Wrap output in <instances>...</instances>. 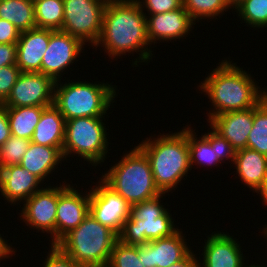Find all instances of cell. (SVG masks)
Listing matches in <instances>:
<instances>
[{"label": "cell", "instance_id": "1", "mask_svg": "<svg viewBox=\"0 0 267 267\" xmlns=\"http://www.w3.org/2000/svg\"><path fill=\"white\" fill-rule=\"evenodd\" d=\"M146 13L136 0H115L106 3L103 13L102 30L94 47H104L111 59L126 53L139 52V62H147L153 56L147 36ZM120 56V57H118ZM138 60V61H137Z\"/></svg>", "mask_w": 267, "mask_h": 267}, {"label": "cell", "instance_id": "2", "mask_svg": "<svg viewBox=\"0 0 267 267\" xmlns=\"http://www.w3.org/2000/svg\"><path fill=\"white\" fill-rule=\"evenodd\" d=\"M218 65L199 85L214 106L207 113L208 121L220 114L255 107L267 96V88L258 87L253 77L236 63L225 59Z\"/></svg>", "mask_w": 267, "mask_h": 267}, {"label": "cell", "instance_id": "3", "mask_svg": "<svg viewBox=\"0 0 267 267\" xmlns=\"http://www.w3.org/2000/svg\"><path fill=\"white\" fill-rule=\"evenodd\" d=\"M144 141V142H143ZM141 141L138 147L147 156L154 183L161 193H169L191 170L188 127Z\"/></svg>", "mask_w": 267, "mask_h": 267}, {"label": "cell", "instance_id": "4", "mask_svg": "<svg viewBox=\"0 0 267 267\" xmlns=\"http://www.w3.org/2000/svg\"><path fill=\"white\" fill-rule=\"evenodd\" d=\"M100 178L131 206L161 194L154 183L150 162L135 145Z\"/></svg>", "mask_w": 267, "mask_h": 267}, {"label": "cell", "instance_id": "5", "mask_svg": "<svg viewBox=\"0 0 267 267\" xmlns=\"http://www.w3.org/2000/svg\"><path fill=\"white\" fill-rule=\"evenodd\" d=\"M67 82L55 83L53 102L65 121L81 117H105L117 95L114 85L107 82Z\"/></svg>", "mask_w": 267, "mask_h": 267}, {"label": "cell", "instance_id": "6", "mask_svg": "<svg viewBox=\"0 0 267 267\" xmlns=\"http://www.w3.org/2000/svg\"><path fill=\"white\" fill-rule=\"evenodd\" d=\"M118 235L90 213L57 244L82 267H107Z\"/></svg>", "mask_w": 267, "mask_h": 267}, {"label": "cell", "instance_id": "7", "mask_svg": "<svg viewBox=\"0 0 267 267\" xmlns=\"http://www.w3.org/2000/svg\"><path fill=\"white\" fill-rule=\"evenodd\" d=\"M165 194L132 205L118 240L128 245H142L176 233L179 229L175 228L173 217L161 203Z\"/></svg>", "mask_w": 267, "mask_h": 267}, {"label": "cell", "instance_id": "8", "mask_svg": "<svg viewBox=\"0 0 267 267\" xmlns=\"http://www.w3.org/2000/svg\"><path fill=\"white\" fill-rule=\"evenodd\" d=\"M104 117H81L66 120L63 158L78 154L92 166L105 161L108 150L107 128Z\"/></svg>", "mask_w": 267, "mask_h": 267}, {"label": "cell", "instance_id": "9", "mask_svg": "<svg viewBox=\"0 0 267 267\" xmlns=\"http://www.w3.org/2000/svg\"><path fill=\"white\" fill-rule=\"evenodd\" d=\"M64 18L61 31L78 38L84 45L89 42L92 47L98 41L104 8L103 0H63ZM86 42V43H85Z\"/></svg>", "mask_w": 267, "mask_h": 267}, {"label": "cell", "instance_id": "10", "mask_svg": "<svg viewBox=\"0 0 267 267\" xmlns=\"http://www.w3.org/2000/svg\"><path fill=\"white\" fill-rule=\"evenodd\" d=\"M55 83L40 72H22L2 105L7 108L53 105Z\"/></svg>", "mask_w": 267, "mask_h": 267}, {"label": "cell", "instance_id": "11", "mask_svg": "<svg viewBox=\"0 0 267 267\" xmlns=\"http://www.w3.org/2000/svg\"><path fill=\"white\" fill-rule=\"evenodd\" d=\"M130 212L131 205L102 180L98 181L97 186L91 187L89 213L117 235L121 233Z\"/></svg>", "mask_w": 267, "mask_h": 267}, {"label": "cell", "instance_id": "12", "mask_svg": "<svg viewBox=\"0 0 267 267\" xmlns=\"http://www.w3.org/2000/svg\"><path fill=\"white\" fill-rule=\"evenodd\" d=\"M84 44L76 37L50 29V39L47 50L42 58L41 73L52 78L55 82L61 81V74L67 67L73 65L79 58Z\"/></svg>", "mask_w": 267, "mask_h": 267}, {"label": "cell", "instance_id": "13", "mask_svg": "<svg viewBox=\"0 0 267 267\" xmlns=\"http://www.w3.org/2000/svg\"><path fill=\"white\" fill-rule=\"evenodd\" d=\"M68 184V185H67ZM58 187V204L55 223V244L72 229L77 228L89 214L90 191L84 195L69 183Z\"/></svg>", "mask_w": 267, "mask_h": 267}, {"label": "cell", "instance_id": "14", "mask_svg": "<svg viewBox=\"0 0 267 267\" xmlns=\"http://www.w3.org/2000/svg\"><path fill=\"white\" fill-rule=\"evenodd\" d=\"M58 204V185L42 188L29 197L22 208L21 219L31 229L42 230L51 236V243L55 244V223Z\"/></svg>", "mask_w": 267, "mask_h": 267}, {"label": "cell", "instance_id": "15", "mask_svg": "<svg viewBox=\"0 0 267 267\" xmlns=\"http://www.w3.org/2000/svg\"><path fill=\"white\" fill-rule=\"evenodd\" d=\"M185 240L182 231L178 230L172 236L139 245V259L144 267H169L192 251Z\"/></svg>", "mask_w": 267, "mask_h": 267}, {"label": "cell", "instance_id": "16", "mask_svg": "<svg viewBox=\"0 0 267 267\" xmlns=\"http://www.w3.org/2000/svg\"><path fill=\"white\" fill-rule=\"evenodd\" d=\"M149 15H146V20L150 44L186 38L193 29V24H196L184 7L171 12Z\"/></svg>", "mask_w": 267, "mask_h": 267}, {"label": "cell", "instance_id": "17", "mask_svg": "<svg viewBox=\"0 0 267 267\" xmlns=\"http://www.w3.org/2000/svg\"><path fill=\"white\" fill-rule=\"evenodd\" d=\"M210 236V237H209ZM207 237L199 267H245L244 254L236 240L225 232H213Z\"/></svg>", "mask_w": 267, "mask_h": 267}, {"label": "cell", "instance_id": "18", "mask_svg": "<svg viewBox=\"0 0 267 267\" xmlns=\"http://www.w3.org/2000/svg\"><path fill=\"white\" fill-rule=\"evenodd\" d=\"M43 183L37 176L23 168L20 164L0 168V192L4 199L16 205L23 203L34 193L41 190ZM39 185V186H38ZM39 187V188H38Z\"/></svg>", "mask_w": 267, "mask_h": 267}, {"label": "cell", "instance_id": "19", "mask_svg": "<svg viewBox=\"0 0 267 267\" xmlns=\"http://www.w3.org/2000/svg\"><path fill=\"white\" fill-rule=\"evenodd\" d=\"M208 123L236 151L247 148L248 135L253 128V107L214 116Z\"/></svg>", "mask_w": 267, "mask_h": 267}, {"label": "cell", "instance_id": "20", "mask_svg": "<svg viewBox=\"0 0 267 267\" xmlns=\"http://www.w3.org/2000/svg\"><path fill=\"white\" fill-rule=\"evenodd\" d=\"M50 29L33 28L23 31L16 43V65L21 72H40L42 58L47 50Z\"/></svg>", "mask_w": 267, "mask_h": 267}, {"label": "cell", "instance_id": "21", "mask_svg": "<svg viewBox=\"0 0 267 267\" xmlns=\"http://www.w3.org/2000/svg\"><path fill=\"white\" fill-rule=\"evenodd\" d=\"M233 164L236 174L250 189L257 192L267 177V156L255 150L244 148L235 152Z\"/></svg>", "mask_w": 267, "mask_h": 267}, {"label": "cell", "instance_id": "22", "mask_svg": "<svg viewBox=\"0 0 267 267\" xmlns=\"http://www.w3.org/2000/svg\"><path fill=\"white\" fill-rule=\"evenodd\" d=\"M65 119L54 106L46 107L33 132L31 142L48 147H56L61 152L65 140Z\"/></svg>", "mask_w": 267, "mask_h": 267}, {"label": "cell", "instance_id": "23", "mask_svg": "<svg viewBox=\"0 0 267 267\" xmlns=\"http://www.w3.org/2000/svg\"><path fill=\"white\" fill-rule=\"evenodd\" d=\"M62 160L63 155L58 148L31 142L20 165L44 182Z\"/></svg>", "mask_w": 267, "mask_h": 267}, {"label": "cell", "instance_id": "24", "mask_svg": "<svg viewBox=\"0 0 267 267\" xmlns=\"http://www.w3.org/2000/svg\"><path fill=\"white\" fill-rule=\"evenodd\" d=\"M0 19H5L20 32L36 28L35 7L30 0H1Z\"/></svg>", "mask_w": 267, "mask_h": 267}, {"label": "cell", "instance_id": "25", "mask_svg": "<svg viewBox=\"0 0 267 267\" xmlns=\"http://www.w3.org/2000/svg\"><path fill=\"white\" fill-rule=\"evenodd\" d=\"M42 106H24L7 108L11 134L19 138L31 140L36 125L39 123Z\"/></svg>", "mask_w": 267, "mask_h": 267}, {"label": "cell", "instance_id": "26", "mask_svg": "<svg viewBox=\"0 0 267 267\" xmlns=\"http://www.w3.org/2000/svg\"><path fill=\"white\" fill-rule=\"evenodd\" d=\"M37 28L61 30L64 18L63 0H38L34 3Z\"/></svg>", "mask_w": 267, "mask_h": 267}, {"label": "cell", "instance_id": "27", "mask_svg": "<svg viewBox=\"0 0 267 267\" xmlns=\"http://www.w3.org/2000/svg\"><path fill=\"white\" fill-rule=\"evenodd\" d=\"M247 148L267 156V96L253 107V128L248 135Z\"/></svg>", "mask_w": 267, "mask_h": 267}, {"label": "cell", "instance_id": "28", "mask_svg": "<svg viewBox=\"0 0 267 267\" xmlns=\"http://www.w3.org/2000/svg\"><path fill=\"white\" fill-rule=\"evenodd\" d=\"M194 131V132H193ZM195 130L188 126V140H189V153H190V165L191 168L195 165L206 166H218L222 162L217 157L214 150H212L209 140L202 135V137H196ZM218 164V165H217Z\"/></svg>", "mask_w": 267, "mask_h": 267}, {"label": "cell", "instance_id": "29", "mask_svg": "<svg viewBox=\"0 0 267 267\" xmlns=\"http://www.w3.org/2000/svg\"><path fill=\"white\" fill-rule=\"evenodd\" d=\"M183 7L195 22L199 19H217L216 16L220 17V13L229 9L225 0H183Z\"/></svg>", "mask_w": 267, "mask_h": 267}, {"label": "cell", "instance_id": "30", "mask_svg": "<svg viewBox=\"0 0 267 267\" xmlns=\"http://www.w3.org/2000/svg\"><path fill=\"white\" fill-rule=\"evenodd\" d=\"M234 10L250 27H267V0H244Z\"/></svg>", "mask_w": 267, "mask_h": 267}, {"label": "cell", "instance_id": "31", "mask_svg": "<svg viewBox=\"0 0 267 267\" xmlns=\"http://www.w3.org/2000/svg\"><path fill=\"white\" fill-rule=\"evenodd\" d=\"M107 267H144L139 259V245H128L117 240Z\"/></svg>", "mask_w": 267, "mask_h": 267}, {"label": "cell", "instance_id": "32", "mask_svg": "<svg viewBox=\"0 0 267 267\" xmlns=\"http://www.w3.org/2000/svg\"><path fill=\"white\" fill-rule=\"evenodd\" d=\"M30 144L31 140L11 135L0 147V168L20 164Z\"/></svg>", "mask_w": 267, "mask_h": 267}, {"label": "cell", "instance_id": "33", "mask_svg": "<svg viewBox=\"0 0 267 267\" xmlns=\"http://www.w3.org/2000/svg\"><path fill=\"white\" fill-rule=\"evenodd\" d=\"M210 129L212 130L204 134V136L211 143L212 150L215 151L217 157L220 159L221 162H223L224 159H231L233 163L236 150L224 137L219 135L211 126Z\"/></svg>", "mask_w": 267, "mask_h": 267}, {"label": "cell", "instance_id": "34", "mask_svg": "<svg viewBox=\"0 0 267 267\" xmlns=\"http://www.w3.org/2000/svg\"><path fill=\"white\" fill-rule=\"evenodd\" d=\"M21 73L17 65H8L0 68V104L7 99Z\"/></svg>", "mask_w": 267, "mask_h": 267}, {"label": "cell", "instance_id": "35", "mask_svg": "<svg viewBox=\"0 0 267 267\" xmlns=\"http://www.w3.org/2000/svg\"><path fill=\"white\" fill-rule=\"evenodd\" d=\"M144 12L147 9L148 14H159L175 11L183 7V0H136Z\"/></svg>", "mask_w": 267, "mask_h": 267}, {"label": "cell", "instance_id": "36", "mask_svg": "<svg viewBox=\"0 0 267 267\" xmlns=\"http://www.w3.org/2000/svg\"><path fill=\"white\" fill-rule=\"evenodd\" d=\"M43 267H82L78 265L58 244H51Z\"/></svg>", "mask_w": 267, "mask_h": 267}, {"label": "cell", "instance_id": "37", "mask_svg": "<svg viewBox=\"0 0 267 267\" xmlns=\"http://www.w3.org/2000/svg\"><path fill=\"white\" fill-rule=\"evenodd\" d=\"M20 34V30L14 24L5 19H0V43L16 44Z\"/></svg>", "mask_w": 267, "mask_h": 267}, {"label": "cell", "instance_id": "38", "mask_svg": "<svg viewBox=\"0 0 267 267\" xmlns=\"http://www.w3.org/2000/svg\"><path fill=\"white\" fill-rule=\"evenodd\" d=\"M16 44L0 43V68L8 65H16Z\"/></svg>", "mask_w": 267, "mask_h": 267}, {"label": "cell", "instance_id": "39", "mask_svg": "<svg viewBox=\"0 0 267 267\" xmlns=\"http://www.w3.org/2000/svg\"><path fill=\"white\" fill-rule=\"evenodd\" d=\"M7 107L0 104V147L11 137Z\"/></svg>", "mask_w": 267, "mask_h": 267}, {"label": "cell", "instance_id": "40", "mask_svg": "<svg viewBox=\"0 0 267 267\" xmlns=\"http://www.w3.org/2000/svg\"><path fill=\"white\" fill-rule=\"evenodd\" d=\"M194 251L190 252L183 260L178 263L172 264L169 267H199V259L195 256Z\"/></svg>", "mask_w": 267, "mask_h": 267}, {"label": "cell", "instance_id": "41", "mask_svg": "<svg viewBox=\"0 0 267 267\" xmlns=\"http://www.w3.org/2000/svg\"><path fill=\"white\" fill-rule=\"evenodd\" d=\"M3 236H1L0 234V260H2L3 258L7 259L9 258L10 254H13L15 251L14 248H12V245L10 246V244H8L7 240H5L4 238H2Z\"/></svg>", "mask_w": 267, "mask_h": 267}, {"label": "cell", "instance_id": "42", "mask_svg": "<svg viewBox=\"0 0 267 267\" xmlns=\"http://www.w3.org/2000/svg\"><path fill=\"white\" fill-rule=\"evenodd\" d=\"M256 193L261 195L260 197L263 199V204L267 206V177L262 187Z\"/></svg>", "mask_w": 267, "mask_h": 267}, {"label": "cell", "instance_id": "43", "mask_svg": "<svg viewBox=\"0 0 267 267\" xmlns=\"http://www.w3.org/2000/svg\"><path fill=\"white\" fill-rule=\"evenodd\" d=\"M244 0H225L227 6L231 9H236Z\"/></svg>", "mask_w": 267, "mask_h": 267}, {"label": "cell", "instance_id": "44", "mask_svg": "<svg viewBox=\"0 0 267 267\" xmlns=\"http://www.w3.org/2000/svg\"><path fill=\"white\" fill-rule=\"evenodd\" d=\"M263 233H264V237L266 238V240H267V227H265L264 229H263ZM267 267V266H266Z\"/></svg>", "mask_w": 267, "mask_h": 267}, {"label": "cell", "instance_id": "45", "mask_svg": "<svg viewBox=\"0 0 267 267\" xmlns=\"http://www.w3.org/2000/svg\"><path fill=\"white\" fill-rule=\"evenodd\" d=\"M245 267H266V266H262V265L260 266V265H255V264L252 265V264H251V265H249V266L246 265Z\"/></svg>", "mask_w": 267, "mask_h": 267}, {"label": "cell", "instance_id": "46", "mask_svg": "<svg viewBox=\"0 0 267 267\" xmlns=\"http://www.w3.org/2000/svg\"><path fill=\"white\" fill-rule=\"evenodd\" d=\"M103 1H105V2H107V3H108V2H110V1H115V0H103Z\"/></svg>", "mask_w": 267, "mask_h": 267}, {"label": "cell", "instance_id": "47", "mask_svg": "<svg viewBox=\"0 0 267 267\" xmlns=\"http://www.w3.org/2000/svg\"><path fill=\"white\" fill-rule=\"evenodd\" d=\"M32 3H35L36 1H38V0H30Z\"/></svg>", "mask_w": 267, "mask_h": 267}]
</instances>
